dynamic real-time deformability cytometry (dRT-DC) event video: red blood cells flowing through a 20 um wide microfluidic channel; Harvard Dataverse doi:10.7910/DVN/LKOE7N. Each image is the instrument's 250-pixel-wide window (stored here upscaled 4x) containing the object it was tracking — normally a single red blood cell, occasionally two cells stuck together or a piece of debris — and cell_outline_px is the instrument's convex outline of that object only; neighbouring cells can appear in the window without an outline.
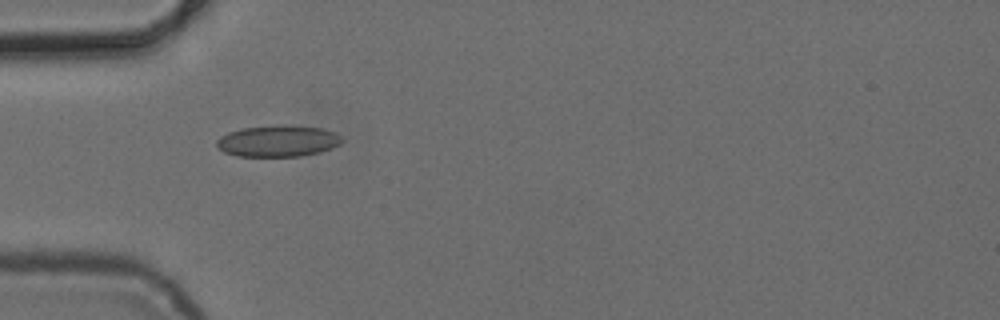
{"species": "common noctule bat (a hibernating species)", "species_latin": "Nyctalus noctula", "temperature_condition": "cold", "stored_images_in_passage": 5, "camera_frame_rate_fps": 3000, "um_per_image_px": 0.085, "animal": {"sex": "female", "body_mass_g": 24.6, "forearm_length_mm": 56.2}, "frame": {"image": 1, "passage_image": 4, "time_ms": 4.667, "image_size_px": [1000, 320], "cell_outline_px": [[344, 140], [340, 144], [332, 148], [320, 152], [300, 156], [236, 156], [224, 152], [216, 144], [216, 140], [220, 136], [228, 132], [240, 128], [276, 124], [292, 124], [324, 128], [336, 132]], "centroid_in_image_um": [23.65, 11.96], "position_along_channel_um": 61.4, "area_um2": 23.47}}
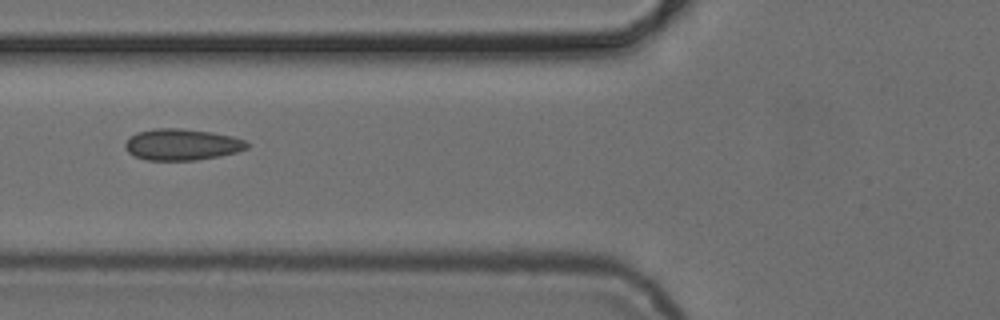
{"frame": {"image": 2, "passage_image": 5, "time_ms": 6.0, "image_size_px": [1000, 320], "cell_outline_px": [[248, 148], [236, 152], [220, 156], [196, 160], [148, 160], [132, 156], [124, 148], [124, 144], [136, 132], [156, 128], [180, 128], [212, 132], [232, 136], [244, 140], [248, 144]], "centroid_in_image_um": [15.44, 12.29], "position_along_channel_um": 110.4, "area_um2": 22.31}}